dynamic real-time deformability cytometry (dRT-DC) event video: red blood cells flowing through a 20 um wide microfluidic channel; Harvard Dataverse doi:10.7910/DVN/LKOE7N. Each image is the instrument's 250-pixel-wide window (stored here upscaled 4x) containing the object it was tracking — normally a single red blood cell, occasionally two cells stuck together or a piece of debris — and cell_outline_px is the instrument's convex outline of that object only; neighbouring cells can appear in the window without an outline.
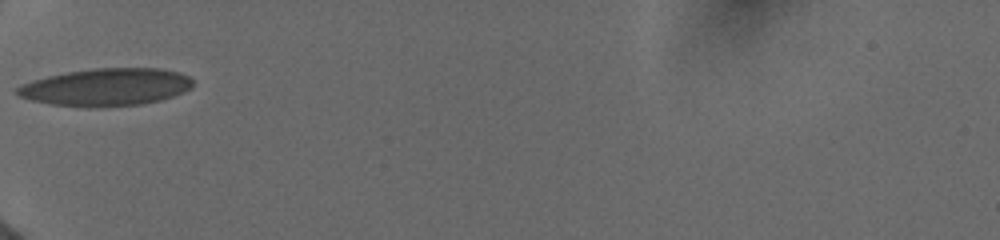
{"species": "human", "species_latin": "Homo sapiens", "temperature_condition": "cold", "stored_images_in_passage": 6, "camera_frame_rate_fps": 3000, "um_per_image_px": 0.085, "donor": {"sex": "female"}, "frame": {"image": 1, "passage_image": 1, "time_ms": 0.0, "image_size_px": [1000, 240], "cell_outline_px": [[192, 88], [184, 92], [160, 100], [140, 104], [100, 108], [84, 108], [52, 104], [32, 100], [20, 96], [16, 92], [16, 88], [20, 84], [32, 80], [48, 76], [68, 72], [92, 68], [160, 68], [180, 72], [188, 76], [192, 80]], "centroid_in_image_um": [9.02, 7.41], "position_along_channel_um": 76.0, "area_um2": 38.67}}
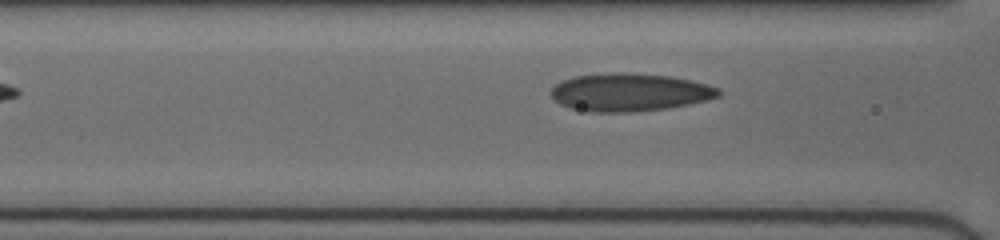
{"frame": {"image": 2, "passage_image": 3, "time_ms": 1.0, "image_size_px": [1000, 240], "cell_outline_px": [[720, 96], [708, 100], [668, 108], [636, 112], [588, 112], [572, 108], [560, 104], [548, 92], [560, 80], [572, 76], [608, 72], [624, 72], [672, 76], [708, 84], [720, 88]], "centroid_in_image_um": [53.51, 7.83], "position_along_channel_um": 113.1, "area_um2": 37.51}}
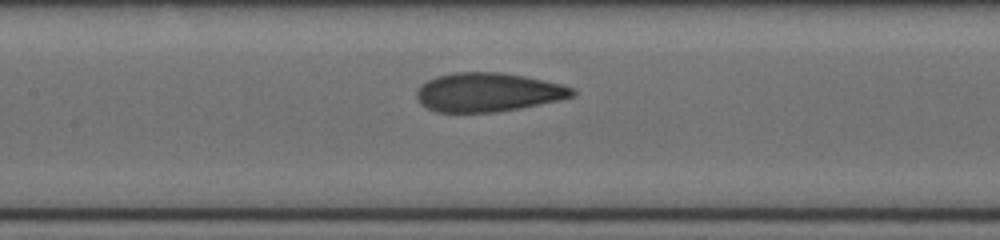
{"frame": {"image": 3, "passage_image": 5, "time_ms": 2.333, "image_size_px": [1000, 240], "cell_outline_px": [[576, 92], [572, 96], [556, 100], [520, 108], [496, 112], [436, 112], [420, 104], [416, 96], [416, 88], [420, 84], [436, 76], [452, 72], [500, 72], [524, 76], [564, 84], [572, 88]], "centroid_in_image_um": [41.42, 7.83], "position_along_channel_um": 166.0, "area_um2": 35.32}}